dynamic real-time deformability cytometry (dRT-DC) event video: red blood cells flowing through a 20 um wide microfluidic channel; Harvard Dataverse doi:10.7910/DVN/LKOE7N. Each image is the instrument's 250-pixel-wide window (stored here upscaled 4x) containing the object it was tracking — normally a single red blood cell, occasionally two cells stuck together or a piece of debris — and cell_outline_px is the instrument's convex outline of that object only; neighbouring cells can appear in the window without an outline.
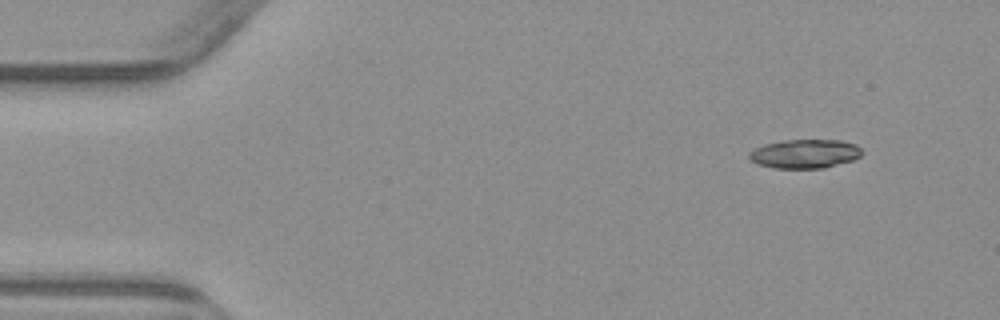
{"species": "common noctule bat (a hibernating species)", "species_latin": "Nyctalus noctula", "temperature_condition": "warm", "stored_images_in_passage": 5, "segment_of_instrument_passage": [2, 2], "camera_frame_rate_fps": 3000, "um_per_image_px": 0.085, "animal": {"sex": "male", "body_mass_g": 23.1, "forearm_length_mm": 52.7}, "frame": {"image": 1, "passage_image": 5, "time_ms": 4.667, "image_size_px": [1000, 320], "cell_outline_px": [[864, 152], [860, 156], [852, 160], [824, 168], [772, 168], [756, 164], [748, 156], [748, 152], [764, 144], [784, 140], [840, 140], [856, 144]], "centroid_in_image_um": [68.4, 13.07], "position_along_channel_um": 16.6, "area_um2": 19.07}}